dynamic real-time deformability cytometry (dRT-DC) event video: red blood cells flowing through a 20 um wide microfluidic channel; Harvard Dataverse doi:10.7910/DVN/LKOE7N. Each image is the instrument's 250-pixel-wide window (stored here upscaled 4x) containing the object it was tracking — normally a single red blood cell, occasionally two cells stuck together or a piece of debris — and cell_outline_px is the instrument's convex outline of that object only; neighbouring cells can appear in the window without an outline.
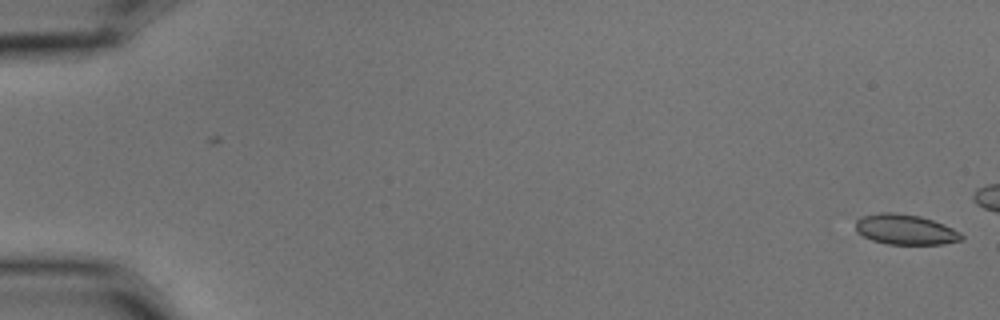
{"species": "common noctule bat (a hibernating species)", "species_latin": "Nyctalus noctula", "temperature_condition": "cold", "stored_images_in_passage": 2, "camera_frame_rate_fps": 3000, "um_per_image_px": 0.085, "animal": {"sex": "male", "body_mass_g": 15.6}, "frame": {"image": 1, "passage_image": 2, "time_ms": 0.333, "image_size_px": [1000, 320], "cell_outline_px": [[964, 240], [944, 244], [888, 244], [872, 240], [856, 232], [856, 220], [860, 216], [880, 212], [896, 212], [920, 216], [944, 224], [960, 232], [964, 236]], "centroid_in_image_um": [76.96, 19.5], "position_along_channel_um": 8.0, "area_um2": 18.84}}